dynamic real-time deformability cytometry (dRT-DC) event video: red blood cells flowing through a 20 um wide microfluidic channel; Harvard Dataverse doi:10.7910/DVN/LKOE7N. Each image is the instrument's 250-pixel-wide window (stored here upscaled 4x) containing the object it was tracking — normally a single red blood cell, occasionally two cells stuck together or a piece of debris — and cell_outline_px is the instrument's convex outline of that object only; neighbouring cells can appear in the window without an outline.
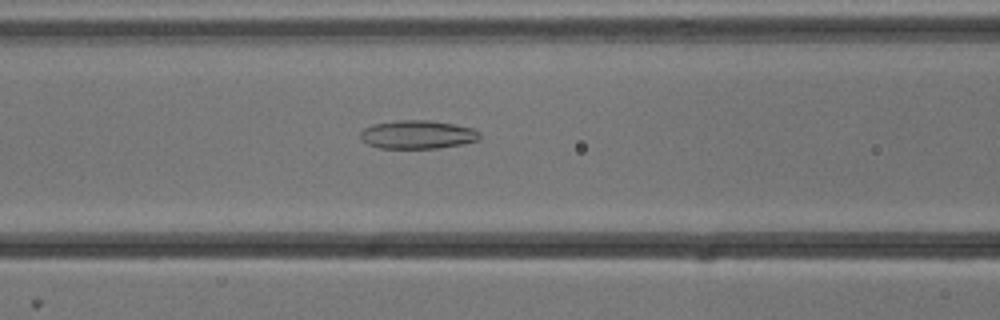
{"species": "common noctule bat (a hibernating species)", "species_latin": "Nyctalus noctula", "temperature_condition": "cold", "stored_images_in_passage": 53, "camera_frame_rate_fps": 3000, "um_per_image_px": 0.085, "animal": {"sex": "male", "body_mass_g": 13.3}, "frame": {"image": 1, "passage_image": 22, "time_ms": 7.0, "image_size_px": [1000, 320], "cell_outline_px": [[480, 140], [464, 144], [436, 148], [380, 148], [368, 144], [360, 136], [360, 132], [364, 128], [372, 124], [396, 120], [432, 120], [456, 124], [472, 128], [480, 132]], "centroid_in_image_um": [35.53, 11.43], "position_along_channel_um": 131.1, "area_um2": 19.94}}
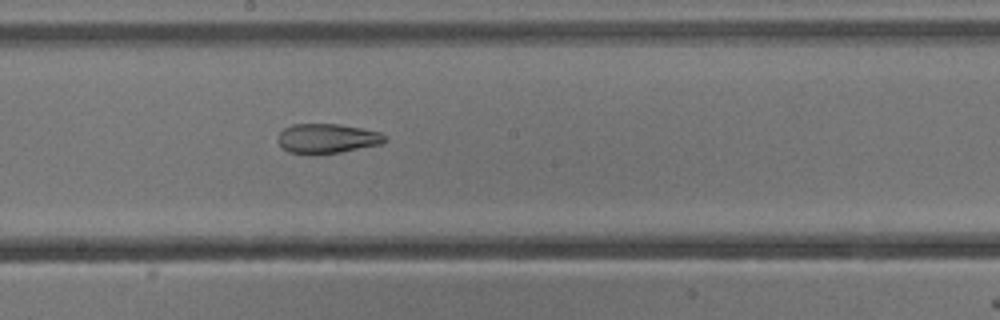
{"frame": {"image": 2, "passage_image": 29, "time_ms": 9.333, "image_size_px": [1000, 320], "cell_outline_px": [[388, 140], [380, 144], [340, 152], [316, 156], [312, 156], [288, 152], [276, 140], [276, 136], [284, 128], [292, 124], [340, 124], [380, 132]], "centroid_in_image_um": [27.75, 11.79], "position_along_channel_um": 220.5, "area_um2": 18.79}}
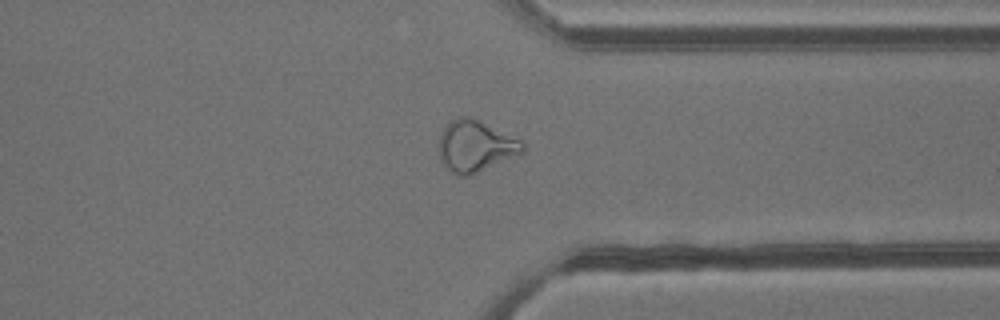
{"frame": {"image": 3, "passage_image": 41, "time_ms": 13.333, "image_size_px": [1000, 320], "cell_outline_px": [[524, 152], [520, 156], [468, 176], [456, 176], [444, 164], [440, 156], [440, 132], [456, 116], [468, 116], [520, 140], [524, 144]], "centroid_in_image_um": [40.44, 12.45], "position_along_channel_um": 371.0, "area_um2": 24.85}, "authors_computed_cell_mechanics": {"area_um2": 24.6228, "velocity_mm_per_s": 3.8226, "shape_relaxation_time_tau1_ms": null, "shape_relaxation_time_tau2_ms": 4.3248, "deformation_change_tau1": null, "deformation_change_tau2": 0.129}}